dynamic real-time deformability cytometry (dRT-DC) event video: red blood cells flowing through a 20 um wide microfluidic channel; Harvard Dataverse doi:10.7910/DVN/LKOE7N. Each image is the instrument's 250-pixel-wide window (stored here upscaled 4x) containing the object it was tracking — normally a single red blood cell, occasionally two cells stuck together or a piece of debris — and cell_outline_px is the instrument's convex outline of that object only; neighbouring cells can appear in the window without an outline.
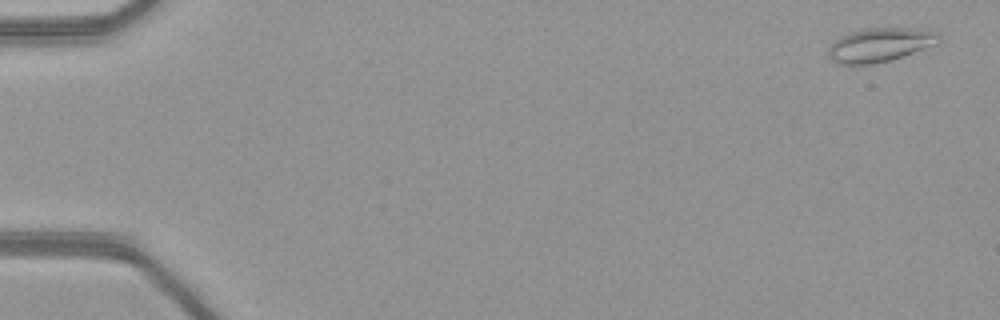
{"species": "common noctule bat (a hibernating species)", "species_latin": "Nyctalus noctula", "temperature_condition": "warm", "stored_images_in_passage": 50, "camera_frame_rate_fps": 3000, "um_per_image_px": 0.085, "animal": {"sex": "female", "body_mass_g": 21.9}, "frame": {"image": 1, "passage_image": 2, "time_ms": 0.333, "image_size_px": [1000, 320], "cell_outline_px": [[940, 40], [936, 44], [888, 60], [872, 64], [840, 64], [832, 60], [828, 56], [828, 48], [840, 36], [852, 32], [868, 28], [932, 28], [940, 32]], "centroid_in_image_um": [74.84, 3.78], "position_along_channel_um": 10.2, "area_um2": 21.73}}
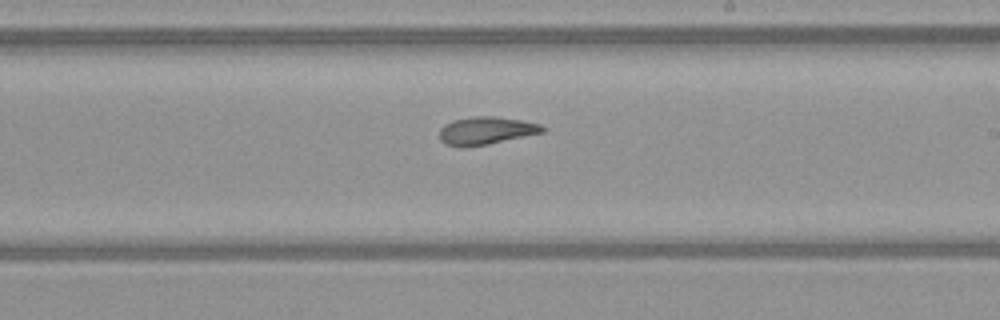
{"frame": {"image": 2, "passage_image": 31, "time_ms": 10.0, "image_size_px": [1000, 320], "cell_outline_px": [[544, 132], [488, 144], [464, 148], [460, 148], [444, 144], [440, 140], [440, 128], [444, 124], [452, 120], [476, 116], [496, 116], [520, 120], [540, 124], [544, 128]], "centroid_in_image_um": [41.26, 11.12], "position_along_channel_um": 247.7, "area_um2": 16.76}}
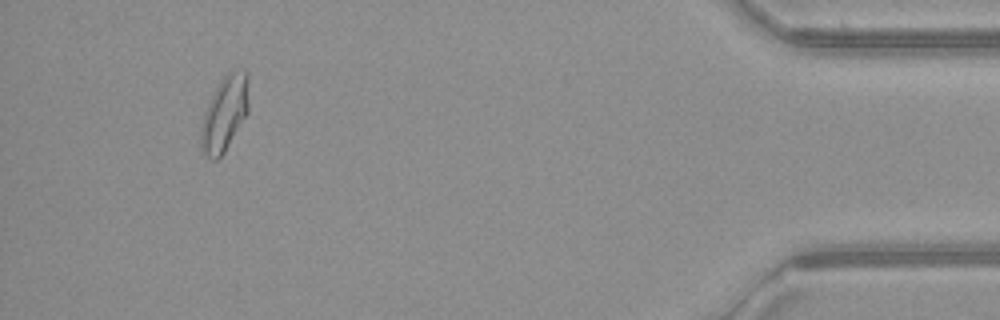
{"frame": {"image": 3, "passage_image": 48, "time_ms": 15.667, "image_size_px": [1000, 320], "cell_outline_px": [[248, 112], [224, 152], [216, 160], [212, 160], [200, 148], [200, 128], [204, 112], [220, 80], [228, 72], [236, 68], [244, 68], [248, 72]], "centroid_in_image_um": [19.1, 9.61], "position_along_channel_um": 416.1, "area_um2": 20.92}, "authors_computed_cell_mechanics": {"area_um2": 18.1492, "velocity_mm_per_s": 4.1135, "shape_relaxation_time_tau1_ms": 9.4535, "shape_relaxation_time_tau2_ms": 2.2322, "deformation_change_tau1": 0.2375, "deformation_change_tau2": 0.0973}}